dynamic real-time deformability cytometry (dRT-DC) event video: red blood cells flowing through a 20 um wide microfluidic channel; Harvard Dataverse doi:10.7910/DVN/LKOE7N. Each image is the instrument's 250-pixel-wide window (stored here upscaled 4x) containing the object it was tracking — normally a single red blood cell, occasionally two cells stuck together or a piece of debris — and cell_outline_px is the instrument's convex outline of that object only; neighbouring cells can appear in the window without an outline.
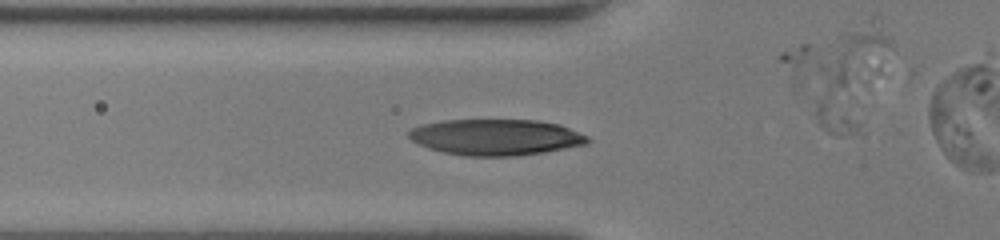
{"species": "human", "species_latin": "Homo sapiens", "temperature_condition": "room temperature", "stored_images_in_passage": 16, "camera_frame_rate_fps": 3000, "um_per_image_px": 0.085, "donor": {"sex": "female"}, "frame": {"image": 1, "passage_image": 14, "time_ms": 4.333, "image_size_px": [1000, 240], "cell_outline_px": [[592, 140], [588, 144], [544, 152], [516, 156], [464, 156], [444, 152], [428, 148], [416, 144], [408, 136], [408, 132], [412, 128], [420, 124], [444, 120], [540, 120], [560, 124], [588, 136]], "centroid_in_image_um": [42.15, 11.66], "position_along_channel_um": 83.6, "area_um2": 37.92}}